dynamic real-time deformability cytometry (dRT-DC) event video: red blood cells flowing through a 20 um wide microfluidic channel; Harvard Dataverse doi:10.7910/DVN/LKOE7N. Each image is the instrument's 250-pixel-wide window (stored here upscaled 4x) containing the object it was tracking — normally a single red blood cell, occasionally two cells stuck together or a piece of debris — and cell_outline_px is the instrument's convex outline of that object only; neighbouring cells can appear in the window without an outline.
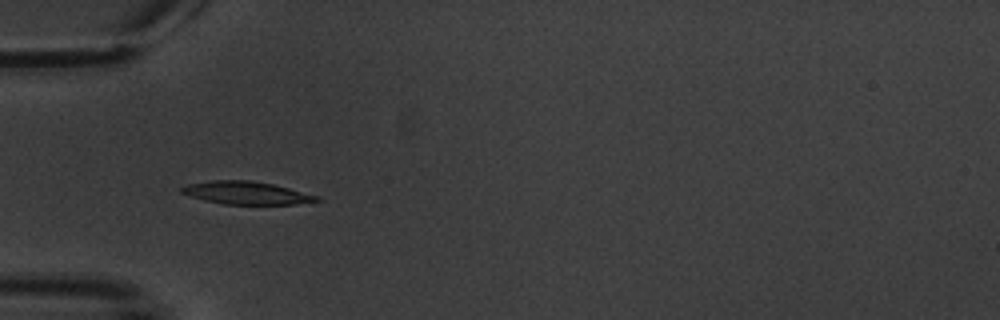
{"species": "common noctule bat (a hibernating species)", "species_latin": "Nyctalus noctula", "temperature_condition": "warm", "stored_images_in_passage": 6, "camera_frame_rate_fps": 3000, "um_per_image_px": 0.085, "animal": {"sex": "male", "body_mass_g": 20.1, "forearm_length_mm": 53.5}, "frame": {"image": 1, "passage_image": 6, "time_ms": 6.0, "image_size_px": [1000, 320], "cell_outline_px": [[324, 200], [296, 204], [224, 204], [204, 200], [180, 192], [180, 188], [188, 184], [212, 180], [252, 180], [272, 184], [320, 196]], "centroid_in_image_um": [20.98, 16.39], "position_along_channel_um": 64.0, "area_um2": 17.92}}